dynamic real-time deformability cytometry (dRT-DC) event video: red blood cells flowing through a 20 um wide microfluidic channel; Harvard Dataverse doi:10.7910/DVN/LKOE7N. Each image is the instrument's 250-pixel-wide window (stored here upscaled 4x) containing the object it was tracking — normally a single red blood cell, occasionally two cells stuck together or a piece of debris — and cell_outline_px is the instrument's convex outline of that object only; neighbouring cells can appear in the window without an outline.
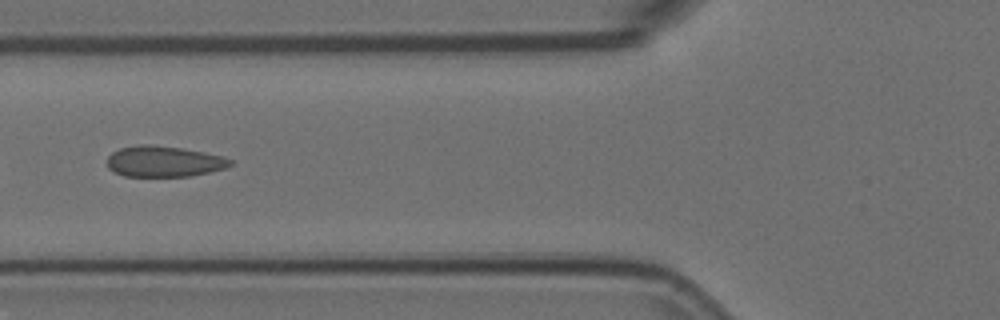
{"species": "Egyptian fruit bat (a non-hibernating species)", "species_latin": "Rousettus aegyptiacus", "temperature_condition": "room temperature", "stored_images_in_passage": 4, "camera_frame_rate_fps": 3000, "um_per_image_px": 0.085, "animal": {"sex": "female"}, "frame": {"image": 1, "passage_image": 2, "time_ms": 0.333, "image_size_px": [1000, 320], "cell_outline_px": [[232, 164], [224, 168], [208, 172], [188, 176], [124, 176], [108, 168], [108, 156], [112, 152], [120, 148], [140, 144], [152, 144], [180, 148], [204, 152], [224, 156], [232, 160]], "centroid_in_image_um": [13.92, 13.71], "position_along_channel_um": 111.9, "area_um2": 22.02}}
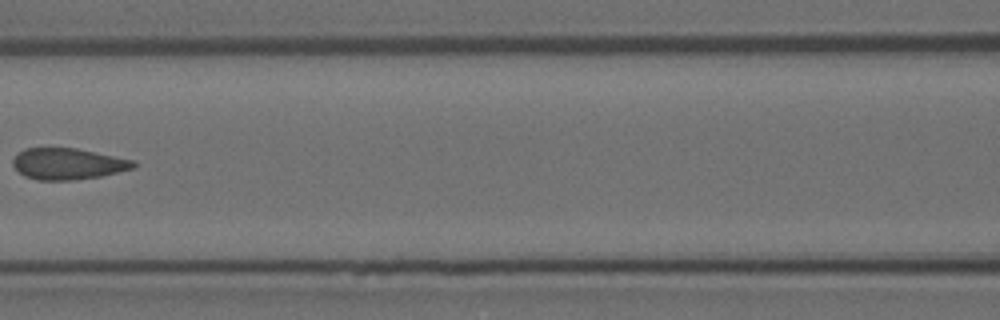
{"frame": {"image": 2, "passage_image": 3, "time_ms": 0.667, "image_size_px": [1000, 320], "cell_outline_px": [[136, 168], [100, 176], [72, 180], [36, 180], [24, 176], [12, 164], [12, 160], [24, 148], [76, 148], [136, 160]], "centroid_in_image_um": [5.8, 13.92], "position_along_channel_um": 160.8, "area_um2": 22.02}}
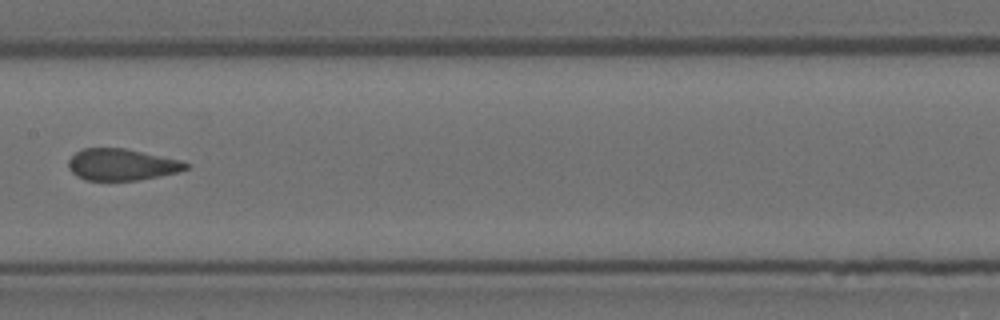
{"frame": {"image": 3, "passage_image": 4, "time_ms": 1.0, "image_size_px": [1000, 320], "cell_outline_px": [[188, 168], [176, 172], [160, 176], [140, 180], [84, 180], [76, 176], [68, 168], [68, 160], [76, 152], [84, 148], [124, 148], [180, 160], [188, 164]], "centroid_in_image_um": [10.31, 13.99], "position_along_channel_um": 197.1, "area_um2": 21.5}}